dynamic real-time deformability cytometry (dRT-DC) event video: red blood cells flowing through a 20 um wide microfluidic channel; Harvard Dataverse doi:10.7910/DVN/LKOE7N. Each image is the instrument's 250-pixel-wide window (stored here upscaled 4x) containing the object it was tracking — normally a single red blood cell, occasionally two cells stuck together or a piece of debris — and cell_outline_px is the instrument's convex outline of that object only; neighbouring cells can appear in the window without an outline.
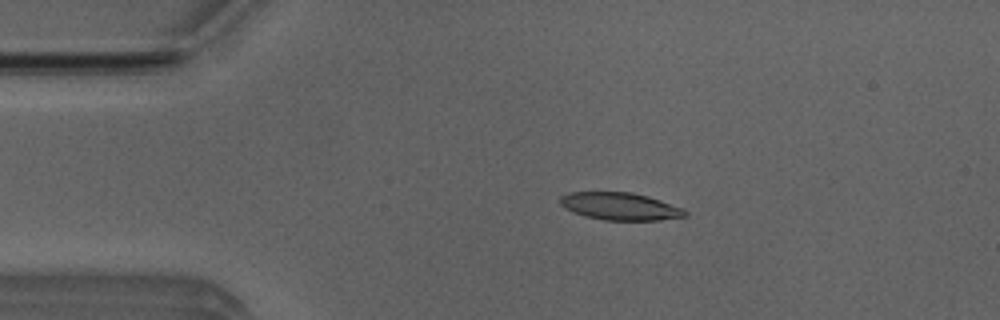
{"species": "Egyptian fruit bat (a non-hibernating species)", "species_latin": "Rousettus aegyptiacus", "temperature_condition": "room temperature", "stored_images_in_passage": 51, "camera_frame_rate_fps": 3000, "um_per_image_px": 0.085, "animal": {"sex": "male"}, "frame": {"image": 1, "passage_image": 10, "time_ms": 3.0, "image_size_px": [1000, 320], "cell_outline_px": [[688, 216], [660, 220], [604, 220], [584, 216], [572, 212], [564, 208], [560, 204], [560, 196], [568, 192], [632, 192], [648, 196], [684, 208], [688, 212]], "centroid_in_image_um": [52.71, 17.54], "position_along_channel_um": 32.3, "area_um2": 20.23}}
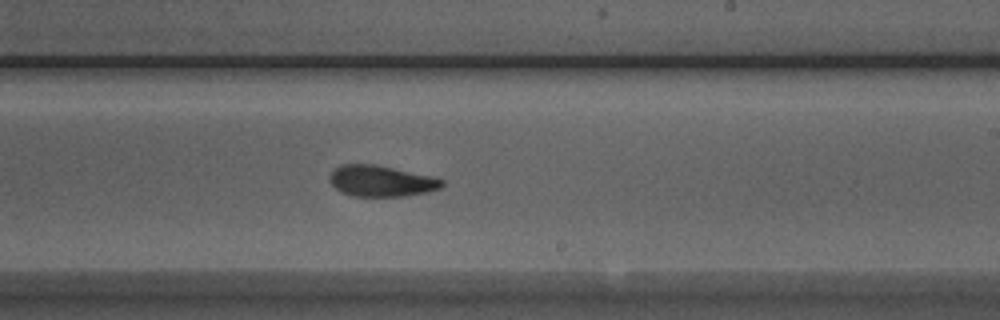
{"frame": {"image": 2, "passage_image": 30, "time_ms": 9.667, "image_size_px": [1000, 320], "cell_outline_px": [[444, 184], [440, 188], [428, 192], [404, 196], [352, 196], [340, 192], [328, 180], [328, 176], [340, 164], [376, 164], [432, 176], [444, 180]], "centroid_in_image_um": [32.39, 15.38], "position_along_channel_um": 256.6, "area_um2": 20.46}}
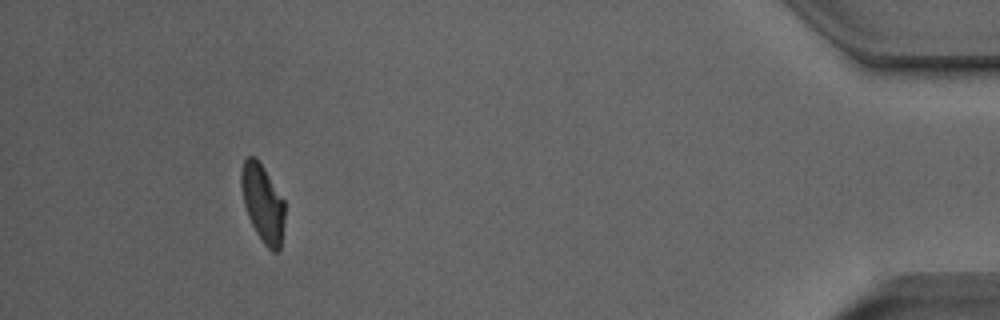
{"frame": {"image": 3, "passage_image": 47, "time_ms": 15.333, "image_size_px": [1000, 320], "cell_outline_px": [[284, 224], [280, 248], [276, 252], [272, 252], [264, 244], [256, 232], [248, 216], [244, 204], [240, 184], [240, 172], [244, 160], [248, 156], [256, 156], [264, 168], [284, 200]], "centroid_in_image_um": [22.32, 17.25], "position_along_channel_um": 412.9, "area_um2": 19.71}, "authors_computed_cell_mechanics": {"area_um2": 20.4612, "velocity_mm_per_s": 3.9882, "shape_relaxation_time_tau1_ms": 4.1659, "shape_relaxation_time_tau2_ms": 1.8832, "deformation_change_tau1": 0.1688, "deformation_change_tau2": 0.0897}}